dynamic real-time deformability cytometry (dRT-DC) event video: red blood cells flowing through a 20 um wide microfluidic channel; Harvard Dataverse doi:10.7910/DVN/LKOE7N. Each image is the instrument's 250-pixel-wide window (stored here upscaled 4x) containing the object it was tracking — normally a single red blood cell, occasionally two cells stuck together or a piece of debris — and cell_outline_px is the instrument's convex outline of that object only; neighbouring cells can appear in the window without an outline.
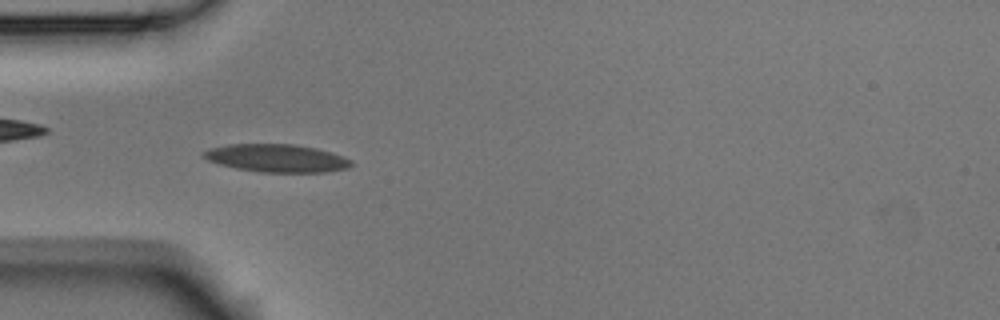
{"species": "Egyptian fruit bat (a non-hibernating species)", "species_latin": "Rousettus aegyptiacus", "temperature_condition": "room temperature", "stored_images_in_passage": 6, "camera_frame_rate_fps": 3000, "um_per_image_px": 0.085, "animal": {"sex": "male"}, "frame": {"image": 1, "passage_image": 5, "time_ms": 1.333, "image_size_px": [1000, 320], "cell_outline_px": [[352, 164], [348, 168], [324, 172], [260, 172], [236, 168], [220, 164], [208, 160], [200, 156], [200, 152], [208, 148], [228, 144], [292, 144], [316, 148], [332, 152], [344, 156], [352, 160]], "centroid_in_image_um": [23.49, 13.43], "position_along_channel_um": 61.5, "area_um2": 24.16}}
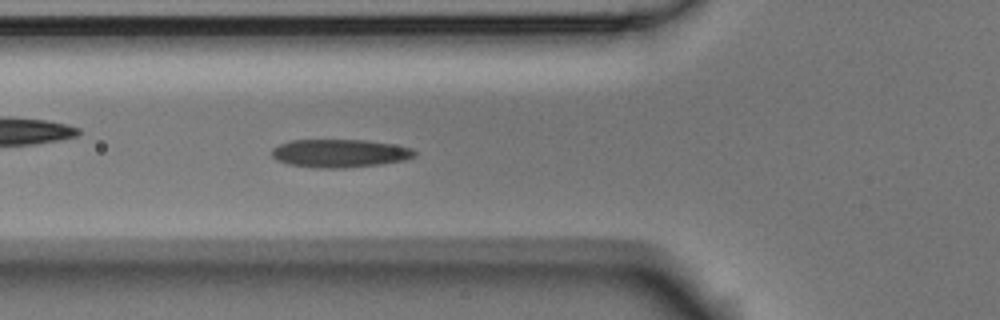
{"frame": {"image": 2, "passage_image": 6, "time_ms": 1.667, "image_size_px": [1000, 320], "cell_outline_px": [[416, 156], [404, 160], [380, 164], [344, 168], [316, 168], [288, 164], [276, 160], [272, 156], [272, 148], [280, 144], [292, 140], [364, 140], [392, 144], [412, 148], [416, 152]], "centroid_in_image_um": [28.87, 13.03], "position_along_channel_um": 96.9, "area_um2": 23.41}}